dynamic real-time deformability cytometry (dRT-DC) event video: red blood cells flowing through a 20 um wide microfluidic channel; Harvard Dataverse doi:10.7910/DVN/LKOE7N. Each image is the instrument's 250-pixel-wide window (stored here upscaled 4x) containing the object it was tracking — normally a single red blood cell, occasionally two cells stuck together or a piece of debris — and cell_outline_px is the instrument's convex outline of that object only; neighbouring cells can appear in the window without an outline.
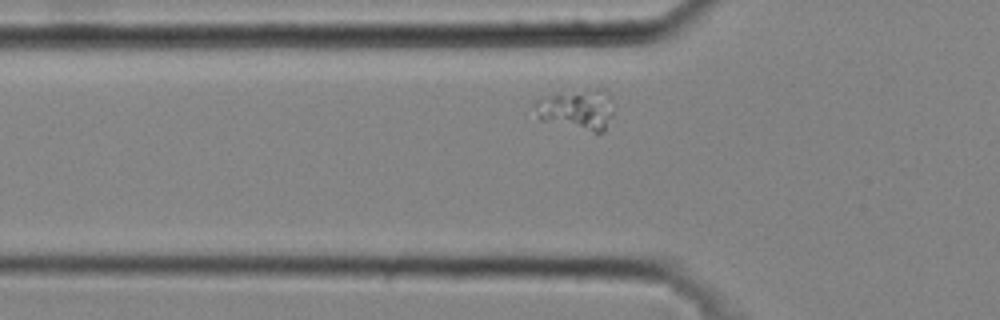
{"species": "common noctule bat (a hibernating species)", "species_latin": "Nyctalus noctula", "temperature_condition": "cold", "stored_images_in_passage": 22, "camera_frame_rate_fps": 3000, "um_per_image_px": 0.085, "animal": {"sex": "male", "body_mass_g": 20.4}, "frame": {"image": 1, "passage_image": 3, "time_ms": 0.667, "image_size_px": [1000, 320], "cell_outline_px": [[616, 100], [612, 116], [604, 132], [592, 132], [524, 120], [524, 108], [532, 96], [564, 84], [604, 84], [616, 96]], "centroid_in_image_um": [48.72, 9.1], "position_along_channel_um": 77.1, "area_um2": 24.85}}
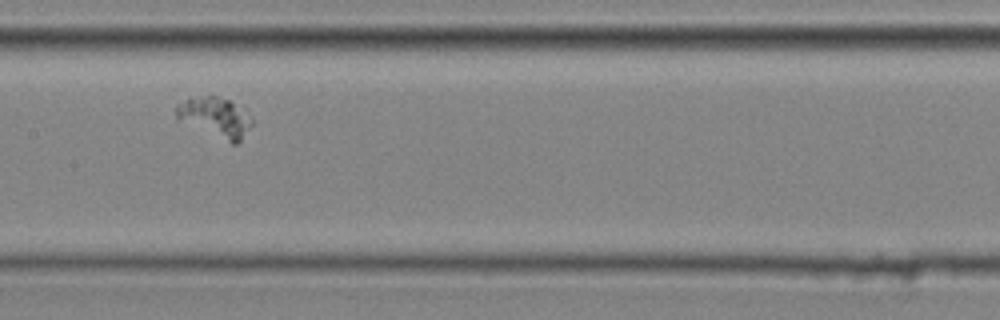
{"frame": {"image": 2, "passage_image": 11, "time_ms": 3.333, "image_size_px": [1000, 320], "cell_outline_px": [[252, 124], [240, 140], [236, 144], [232, 144], [176, 120], [176, 104], [188, 96], [212, 92], [244, 104], [248, 108], [252, 116]], "centroid_in_image_um": [18.31, 9.86], "position_along_channel_um": 189.1, "area_um2": 19.19}}
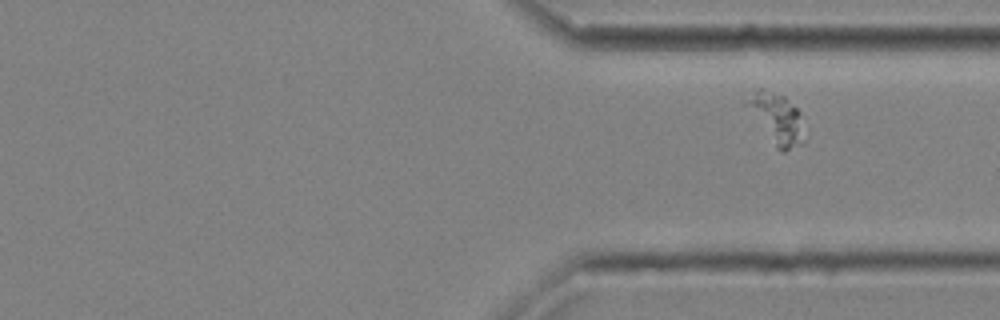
{"frame": {"image": 3, "passage_image": 22, "time_ms": 7.0, "image_size_px": [1000, 320], "cell_outline_px": [[804, 140], [800, 144], [784, 152], [776, 148], [740, 104], [740, 96], [744, 92], [752, 88], [764, 88], [784, 96], [800, 112]], "centroid_in_image_um": [65.81, 9.96], "position_along_channel_um": 345.6, "area_um2": 18.15}}